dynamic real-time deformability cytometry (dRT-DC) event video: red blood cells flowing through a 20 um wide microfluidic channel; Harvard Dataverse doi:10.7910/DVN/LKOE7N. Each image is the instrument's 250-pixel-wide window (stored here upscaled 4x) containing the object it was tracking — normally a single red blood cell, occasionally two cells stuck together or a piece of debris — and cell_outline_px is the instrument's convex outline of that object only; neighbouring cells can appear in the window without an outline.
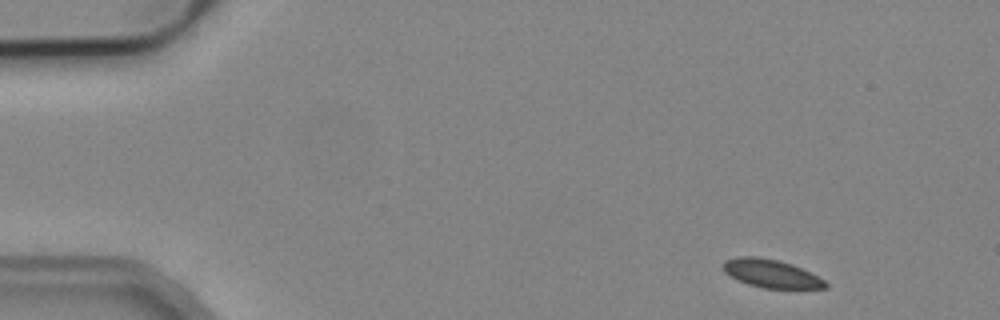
{"species": "common noctule bat (a hibernating species)", "species_latin": "Nyctalus noctula", "temperature_condition": "cold", "stored_images_in_passage": 4, "camera_frame_rate_fps": 3000, "um_per_image_px": 0.085, "animal": {"sex": "male", "body_mass_g": 19.2, "forearm_length_mm": 51.8}, "frame": {"image": 1, "passage_image": 1, "time_ms": 0.0, "image_size_px": [1000, 320], "cell_outline_px": [[828, 288], [764, 288], [748, 284], [724, 272], [724, 260], [740, 256], [756, 256], [776, 260], [792, 264], [824, 280], [828, 284]], "centroid_in_image_um": [65.54, 23.25], "position_along_channel_um": 19.5, "area_um2": 16.42}}
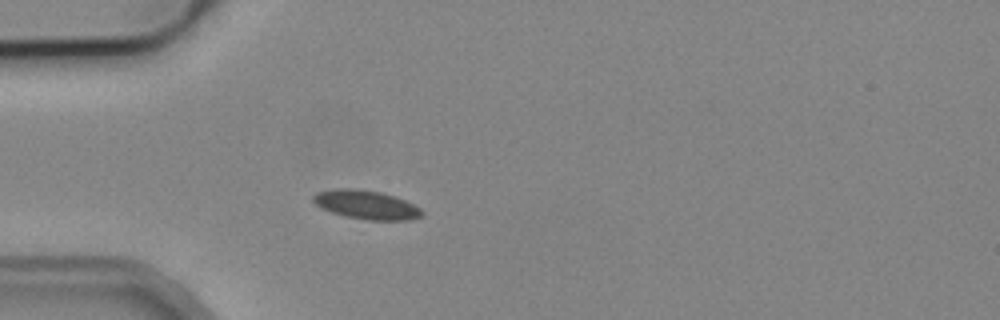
{"frame": {"image": 2, "passage_image": 4, "time_ms": 3.333, "image_size_px": [1000, 320], "cell_outline_px": [[424, 212], [420, 216], [412, 220], [368, 220], [344, 216], [320, 208], [312, 200], [312, 196], [316, 192], [336, 188], [352, 188], [380, 192], [404, 200], [420, 208]], "centroid_in_image_um": [31.09, 17.4], "position_along_channel_um": 53.9, "area_um2": 18.21}}